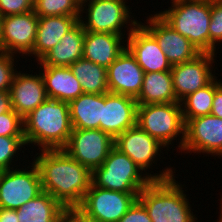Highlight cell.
I'll return each instance as SVG.
<instances>
[{"label":"cell","mask_w":222,"mask_h":222,"mask_svg":"<svg viewBox=\"0 0 222 222\" xmlns=\"http://www.w3.org/2000/svg\"><path fill=\"white\" fill-rule=\"evenodd\" d=\"M39 152L32 160L39 169L42 190L65 208L78 207L92 184V171L74 160L64 149Z\"/></svg>","instance_id":"1"},{"label":"cell","mask_w":222,"mask_h":222,"mask_svg":"<svg viewBox=\"0 0 222 222\" xmlns=\"http://www.w3.org/2000/svg\"><path fill=\"white\" fill-rule=\"evenodd\" d=\"M23 124L26 147L63 149L73 129L69 103L47 99L23 118Z\"/></svg>","instance_id":"2"},{"label":"cell","mask_w":222,"mask_h":222,"mask_svg":"<svg viewBox=\"0 0 222 222\" xmlns=\"http://www.w3.org/2000/svg\"><path fill=\"white\" fill-rule=\"evenodd\" d=\"M173 177L168 180H152L138 195L152 222H198L192 212L184 185Z\"/></svg>","instance_id":"3"},{"label":"cell","mask_w":222,"mask_h":222,"mask_svg":"<svg viewBox=\"0 0 222 222\" xmlns=\"http://www.w3.org/2000/svg\"><path fill=\"white\" fill-rule=\"evenodd\" d=\"M171 6L157 12L171 27L201 52L210 53L211 1L170 0Z\"/></svg>","instance_id":"4"},{"label":"cell","mask_w":222,"mask_h":222,"mask_svg":"<svg viewBox=\"0 0 222 222\" xmlns=\"http://www.w3.org/2000/svg\"><path fill=\"white\" fill-rule=\"evenodd\" d=\"M136 125L154 137L167 148L166 150L170 145H174V140H180L177 147L179 151L182 150L185 141V121L180 102L138 105Z\"/></svg>","instance_id":"5"},{"label":"cell","mask_w":222,"mask_h":222,"mask_svg":"<svg viewBox=\"0 0 222 222\" xmlns=\"http://www.w3.org/2000/svg\"><path fill=\"white\" fill-rule=\"evenodd\" d=\"M151 181L130 157L115 147L102 165L92 171V183L106 190L140 193Z\"/></svg>","instance_id":"6"},{"label":"cell","mask_w":222,"mask_h":222,"mask_svg":"<svg viewBox=\"0 0 222 222\" xmlns=\"http://www.w3.org/2000/svg\"><path fill=\"white\" fill-rule=\"evenodd\" d=\"M127 3L126 0H81L79 22L85 31L113 33L121 36L126 34L125 29H122L127 28L129 30L126 36H128L139 21L132 20L134 18L130 12L132 8H129ZM83 13L86 15L83 16Z\"/></svg>","instance_id":"7"},{"label":"cell","mask_w":222,"mask_h":222,"mask_svg":"<svg viewBox=\"0 0 222 222\" xmlns=\"http://www.w3.org/2000/svg\"><path fill=\"white\" fill-rule=\"evenodd\" d=\"M114 147L130 157L152 180H168L177 175L171 165L158 171L160 173L147 172L157 165L165 147L137 125L118 135L114 139Z\"/></svg>","instance_id":"8"},{"label":"cell","mask_w":222,"mask_h":222,"mask_svg":"<svg viewBox=\"0 0 222 222\" xmlns=\"http://www.w3.org/2000/svg\"><path fill=\"white\" fill-rule=\"evenodd\" d=\"M30 164L0 171V207L16 210L43 192L39 169Z\"/></svg>","instance_id":"9"},{"label":"cell","mask_w":222,"mask_h":222,"mask_svg":"<svg viewBox=\"0 0 222 222\" xmlns=\"http://www.w3.org/2000/svg\"><path fill=\"white\" fill-rule=\"evenodd\" d=\"M38 19L34 11L0 17V51L32 57Z\"/></svg>","instance_id":"10"},{"label":"cell","mask_w":222,"mask_h":222,"mask_svg":"<svg viewBox=\"0 0 222 222\" xmlns=\"http://www.w3.org/2000/svg\"><path fill=\"white\" fill-rule=\"evenodd\" d=\"M114 147V139L100 129L73 128L63 148L74 160L91 171L102 165Z\"/></svg>","instance_id":"11"},{"label":"cell","mask_w":222,"mask_h":222,"mask_svg":"<svg viewBox=\"0 0 222 222\" xmlns=\"http://www.w3.org/2000/svg\"><path fill=\"white\" fill-rule=\"evenodd\" d=\"M138 195L102 189L92 183L78 207L100 222H118L138 199Z\"/></svg>","instance_id":"12"},{"label":"cell","mask_w":222,"mask_h":222,"mask_svg":"<svg viewBox=\"0 0 222 222\" xmlns=\"http://www.w3.org/2000/svg\"><path fill=\"white\" fill-rule=\"evenodd\" d=\"M180 152L222 157V118L209 114L190 119L185 124V141Z\"/></svg>","instance_id":"13"},{"label":"cell","mask_w":222,"mask_h":222,"mask_svg":"<svg viewBox=\"0 0 222 222\" xmlns=\"http://www.w3.org/2000/svg\"><path fill=\"white\" fill-rule=\"evenodd\" d=\"M215 57L217 55L212 53H200L193 60L172 66L173 88L179 102L217 77L213 65Z\"/></svg>","instance_id":"14"},{"label":"cell","mask_w":222,"mask_h":222,"mask_svg":"<svg viewBox=\"0 0 222 222\" xmlns=\"http://www.w3.org/2000/svg\"><path fill=\"white\" fill-rule=\"evenodd\" d=\"M148 17L145 23H139L156 39L172 66L193 60L201 53L188 38L176 32L157 12Z\"/></svg>","instance_id":"15"},{"label":"cell","mask_w":222,"mask_h":222,"mask_svg":"<svg viewBox=\"0 0 222 222\" xmlns=\"http://www.w3.org/2000/svg\"><path fill=\"white\" fill-rule=\"evenodd\" d=\"M136 99L115 93L103 94V113L100 130L115 139L121 133L136 126Z\"/></svg>","instance_id":"16"},{"label":"cell","mask_w":222,"mask_h":222,"mask_svg":"<svg viewBox=\"0 0 222 222\" xmlns=\"http://www.w3.org/2000/svg\"><path fill=\"white\" fill-rule=\"evenodd\" d=\"M144 74L135 57L125 48L107 68L109 92L136 99L142 88Z\"/></svg>","instance_id":"17"},{"label":"cell","mask_w":222,"mask_h":222,"mask_svg":"<svg viewBox=\"0 0 222 222\" xmlns=\"http://www.w3.org/2000/svg\"><path fill=\"white\" fill-rule=\"evenodd\" d=\"M127 38L126 48L145 73L171 71L172 65L159 47L158 42L140 23Z\"/></svg>","instance_id":"18"},{"label":"cell","mask_w":222,"mask_h":222,"mask_svg":"<svg viewBox=\"0 0 222 222\" xmlns=\"http://www.w3.org/2000/svg\"><path fill=\"white\" fill-rule=\"evenodd\" d=\"M11 106L22 118L48 99L43 76L17 71L10 88Z\"/></svg>","instance_id":"19"},{"label":"cell","mask_w":222,"mask_h":222,"mask_svg":"<svg viewBox=\"0 0 222 222\" xmlns=\"http://www.w3.org/2000/svg\"><path fill=\"white\" fill-rule=\"evenodd\" d=\"M126 38L113 33L85 31L83 58L108 68L126 48Z\"/></svg>","instance_id":"20"},{"label":"cell","mask_w":222,"mask_h":222,"mask_svg":"<svg viewBox=\"0 0 222 222\" xmlns=\"http://www.w3.org/2000/svg\"><path fill=\"white\" fill-rule=\"evenodd\" d=\"M80 16L39 17L32 57L38 62L61 38L79 22Z\"/></svg>","instance_id":"21"},{"label":"cell","mask_w":222,"mask_h":222,"mask_svg":"<svg viewBox=\"0 0 222 222\" xmlns=\"http://www.w3.org/2000/svg\"><path fill=\"white\" fill-rule=\"evenodd\" d=\"M48 99L70 103L83 94L81 83L69 67L40 66Z\"/></svg>","instance_id":"22"},{"label":"cell","mask_w":222,"mask_h":222,"mask_svg":"<svg viewBox=\"0 0 222 222\" xmlns=\"http://www.w3.org/2000/svg\"><path fill=\"white\" fill-rule=\"evenodd\" d=\"M84 38L85 30L78 22L37 63L40 66L69 67L83 58Z\"/></svg>","instance_id":"23"},{"label":"cell","mask_w":222,"mask_h":222,"mask_svg":"<svg viewBox=\"0 0 222 222\" xmlns=\"http://www.w3.org/2000/svg\"><path fill=\"white\" fill-rule=\"evenodd\" d=\"M136 101L138 105L179 102L174 92L171 71L145 73Z\"/></svg>","instance_id":"24"},{"label":"cell","mask_w":222,"mask_h":222,"mask_svg":"<svg viewBox=\"0 0 222 222\" xmlns=\"http://www.w3.org/2000/svg\"><path fill=\"white\" fill-rule=\"evenodd\" d=\"M72 128L100 129L103 94H81L69 103Z\"/></svg>","instance_id":"25"},{"label":"cell","mask_w":222,"mask_h":222,"mask_svg":"<svg viewBox=\"0 0 222 222\" xmlns=\"http://www.w3.org/2000/svg\"><path fill=\"white\" fill-rule=\"evenodd\" d=\"M65 209L58 200L43 191L16 211L19 222H57Z\"/></svg>","instance_id":"26"},{"label":"cell","mask_w":222,"mask_h":222,"mask_svg":"<svg viewBox=\"0 0 222 222\" xmlns=\"http://www.w3.org/2000/svg\"><path fill=\"white\" fill-rule=\"evenodd\" d=\"M75 77L81 83L83 93H108L107 68L81 58L69 66Z\"/></svg>","instance_id":"27"},{"label":"cell","mask_w":222,"mask_h":222,"mask_svg":"<svg viewBox=\"0 0 222 222\" xmlns=\"http://www.w3.org/2000/svg\"><path fill=\"white\" fill-rule=\"evenodd\" d=\"M214 92L215 79L207 86L189 94L180 102L185 124L192 118L211 113Z\"/></svg>","instance_id":"28"},{"label":"cell","mask_w":222,"mask_h":222,"mask_svg":"<svg viewBox=\"0 0 222 222\" xmlns=\"http://www.w3.org/2000/svg\"><path fill=\"white\" fill-rule=\"evenodd\" d=\"M81 0H34V13L38 17L80 16Z\"/></svg>","instance_id":"29"},{"label":"cell","mask_w":222,"mask_h":222,"mask_svg":"<svg viewBox=\"0 0 222 222\" xmlns=\"http://www.w3.org/2000/svg\"><path fill=\"white\" fill-rule=\"evenodd\" d=\"M25 146L26 141L24 137L0 136V171L13 169L14 166L15 168L19 167L18 164L15 165L18 160L20 163L21 159V157H18L20 155L18 152L21 153L22 148L26 151Z\"/></svg>","instance_id":"30"},{"label":"cell","mask_w":222,"mask_h":222,"mask_svg":"<svg viewBox=\"0 0 222 222\" xmlns=\"http://www.w3.org/2000/svg\"><path fill=\"white\" fill-rule=\"evenodd\" d=\"M210 53L217 54V45L222 42V0L211 1V20L209 23Z\"/></svg>","instance_id":"31"},{"label":"cell","mask_w":222,"mask_h":222,"mask_svg":"<svg viewBox=\"0 0 222 222\" xmlns=\"http://www.w3.org/2000/svg\"><path fill=\"white\" fill-rule=\"evenodd\" d=\"M0 136L24 137L23 118L14 109L0 114Z\"/></svg>","instance_id":"32"},{"label":"cell","mask_w":222,"mask_h":222,"mask_svg":"<svg viewBox=\"0 0 222 222\" xmlns=\"http://www.w3.org/2000/svg\"><path fill=\"white\" fill-rule=\"evenodd\" d=\"M15 57L17 55L0 51V91H10L11 83L17 72V62H19Z\"/></svg>","instance_id":"33"},{"label":"cell","mask_w":222,"mask_h":222,"mask_svg":"<svg viewBox=\"0 0 222 222\" xmlns=\"http://www.w3.org/2000/svg\"><path fill=\"white\" fill-rule=\"evenodd\" d=\"M34 9V0H0V17L23 14Z\"/></svg>","instance_id":"34"},{"label":"cell","mask_w":222,"mask_h":222,"mask_svg":"<svg viewBox=\"0 0 222 222\" xmlns=\"http://www.w3.org/2000/svg\"><path fill=\"white\" fill-rule=\"evenodd\" d=\"M118 222H152L147 209L137 199Z\"/></svg>","instance_id":"35"},{"label":"cell","mask_w":222,"mask_h":222,"mask_svg":"<svg viewBox=\"0 0 222 222\" xmlns=\"http://www.w3.org/2000/svg\"><path fill=\"white\" fill-rule=\"evenodd\" d=\"M215 78V92L211 115L222 118V82Z\"/></svg>","instance_id":"36"},{"label":"cell","mask_w":222,"mask_h":222,"mask_svg":"<svg viewBox=\"0 0 222 222\" xmlns=\"http://www.w3.org/2000/svg\"><path fill=\"white\" fill-rule=\"evenodd\" d=\"M57 222H81V209L79 207L66 208L59 215Z\"/></svg>","instance_id":"37"},{"label":"cell","mask_w":222,"mask_h":222,"mask_svg":"<svg viewBox=\"0 0 222 222\" xmlns=\"http://www.w3.org/2000/svg\"><path fill=\"white\" fill-rule=\"evenodd\" d=\"M11 109L10 91H0V114L9 112Z\"/></svg>","instance_id":"38"},{"label":"cell","mask_w":222,"mask_h":222,"mask_svg":"<svg viewBox=\"0 0 222 222\" xmlns=\"http://www.w3.org/2000/svg\"><path fill=\"white\" fill-rule=\"evenodd\" d=\"M0 222H19L17 211L0 207Z\"/></svg>","instance_id":"39"},{"label":"cell","mask_w":222,"mask_h":222,"mask_svg":"<svg viewBox=\"0 0 222 222\" xmlns=\"http://www.w3.org/2000/svg\"><path fill=\"white\" fill-rule=\"evenodd\" d=\"M81 222H100L99 220L88 216L81 210Z\"/></svg>","instance_id":"40"},{"label":"cell","mask_w":222,"mask_h":222,"mask_svg":"<svg viewBox=\"0 0 222 222\" xmlns=\"http://www.w3.org/2000/svg\"><path fill=\"white\" fill-rule=\"evenodd\" d=\"M221 199L219 200L220 201V208H218L220 211H219V214L222 216V196H220Z\"/></svg>","instance_id":"41"},{"label":"cell","mask_w":222,"mask_h":222,"mask_svg":"<svg viewBox=\"0 0 222 222\" xmlns=\"http://www.w3.org/2000/svg\"><path fill=\"white\" fill-rule=\"evenodd\" d=\"M216 222H222V216L220 215L219 218H218V221Z\"/></svg>","instance_id":"42"}]
</instances>
